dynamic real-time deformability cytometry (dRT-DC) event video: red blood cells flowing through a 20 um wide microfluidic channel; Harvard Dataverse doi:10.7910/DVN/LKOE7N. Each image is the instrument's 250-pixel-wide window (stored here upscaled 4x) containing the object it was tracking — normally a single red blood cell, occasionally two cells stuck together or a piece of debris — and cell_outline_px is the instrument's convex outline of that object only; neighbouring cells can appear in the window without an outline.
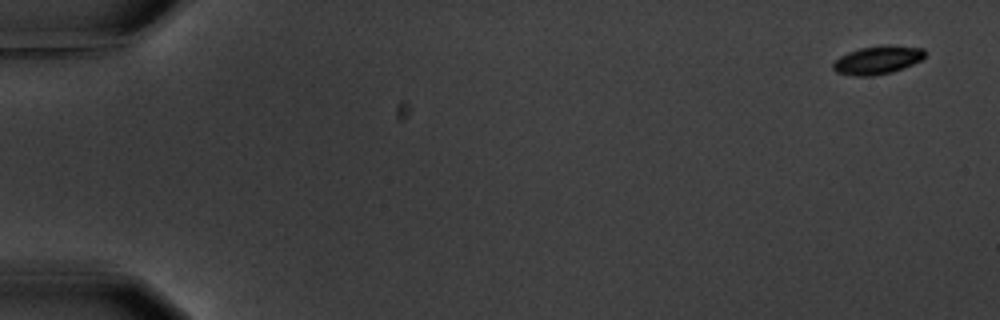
{"species": "common noctule bat (a hibernating species)", "species_latin": "Nyctalus noctula", "temperature_condition": "warm", "stored_images_in_passage": 6, "camera_frame_rate_fps": 3000, "um_per_image_px": 0.085, "animal": {"sex": "male", "body_mass_g": 20.1, "forearm_length_mm": 53.5}, "frame": {"image": 1, "passage_image": 1, "time_ms": 0.0, "image_size_px": [1000, 320], "cell_outline_px": [[924, 56], [920, 60], [912, 64], [892, 72], [872, 76], [856, 76], [836, 72], [832, 68], [832, 64], [840, 56], [848, 52], [860, 48], [888, 44], [924, 48]], "centroid_in_image_um": [74.57, 5.09], "position_along_channel_um": 10.4, "area_um2": 15.09}}
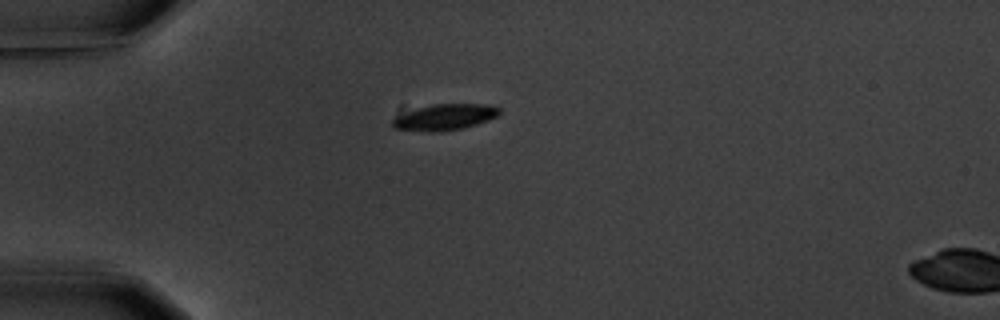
{"frame": {"image": 2, "passage_image": 5, "time_ms": 4.667, "image_size_px": [1000, 320], "cell_outline_px": [[500, 112], [496, 116], [488, 120], [476, 124], [460, 128], [440, 132], [428, 132], [392, 128], [392, 120], [396, 116], [432, 104], [488, 104], [500, 108]], "centroid_in_image_um": [37.8, 9.96], "position_along_channel_um": 47.2, "area_um2": 16.01}}